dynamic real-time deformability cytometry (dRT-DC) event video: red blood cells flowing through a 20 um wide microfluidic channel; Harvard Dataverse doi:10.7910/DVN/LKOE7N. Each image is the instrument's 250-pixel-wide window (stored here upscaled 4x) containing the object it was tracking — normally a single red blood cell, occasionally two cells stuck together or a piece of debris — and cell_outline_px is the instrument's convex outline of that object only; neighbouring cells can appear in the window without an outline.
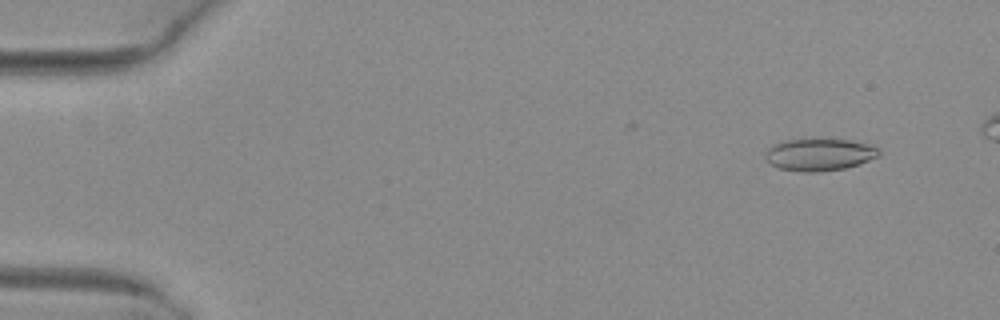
{"species": "common noctule bat (a hibernating species)", "species_latin": "Nyctalus noctula", "temperature_condition": "warm", "stored_images_in_passage": 43, "camera_frame_rate_fps": 3000, "um_per_image_px": 0.085, "animal": {"sex": "female", "body_mass_g": 29.2, "forearm_length_mm": 56.3}, "frame": {"image": 1, "passage_image": 5, "time_ms": 1.333, "image_size_px": [1000, 320], "cell_outline_px": [[880, 156], [844, 168], [820, 172], [804, 172], [780, 168], [772, 164], [764, 156], [768, 148], [784, 140], [852, 140], [880, 148]], "centroid_in_image_um": [69.67, 13.15], "position_along_channel_um": 15.3, "area_um2": 20.87}}
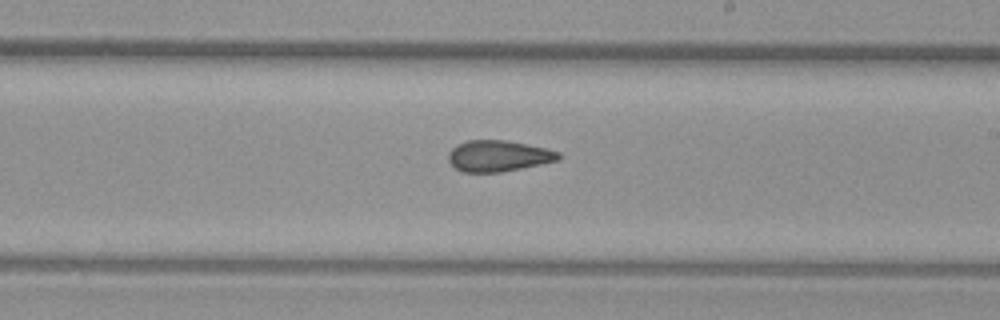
{"frame": {"image": 2, "passage_image": 31, "time_ms": 10.0, "image_size_px": [1000, 320], "cell_outline_px": [[560, 160], [500, 172], [460, 172], [448, 160], [448, 152], [456, 144], [468, 140], [504, 140], [544, 148], [560, 152]], "centroid_in_image_um": [42.32, 13.25], "position_along_channel_um": 246.7, "area_um2": 19.83}}
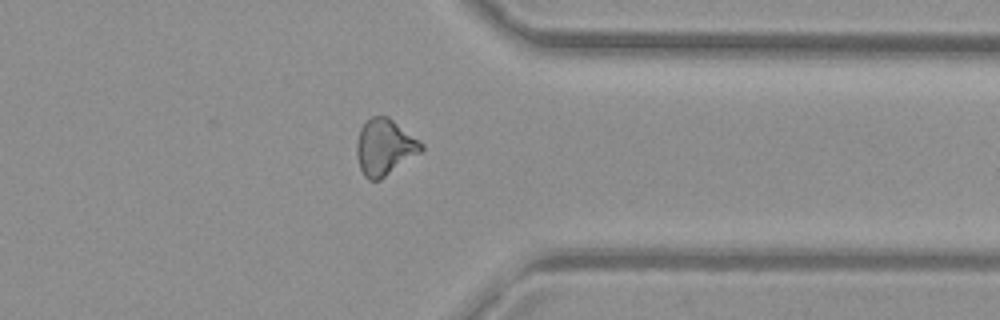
{"frame": {"image": 3, "passage_image": 41, "time_ms": 13.333, "image_size_px": [1000, 320], "cell_outline_px": [[424, 148], [420, 152], [380, 180], [368, 180], [364, 176], [360, 168], [356, 156], [356, 144], [360, 128], [372, 116], [388, 116], [424, 144]], "centroid_in_image_um": [32.67, 12.51], "position_along_channel_um": 378.7, "area_um2": 20.98}, "authors_computed_cell_mechanics": {"area_um2": 20.808, "velocity_mm_per_s": 4.1201, "shape_relaxation_time_tau1_ms": null, "shape_relaxation_time_tau2_ms": 2.1873, "deformation_change_tau1": null, "deformation_change_tau2": 0.0963}}